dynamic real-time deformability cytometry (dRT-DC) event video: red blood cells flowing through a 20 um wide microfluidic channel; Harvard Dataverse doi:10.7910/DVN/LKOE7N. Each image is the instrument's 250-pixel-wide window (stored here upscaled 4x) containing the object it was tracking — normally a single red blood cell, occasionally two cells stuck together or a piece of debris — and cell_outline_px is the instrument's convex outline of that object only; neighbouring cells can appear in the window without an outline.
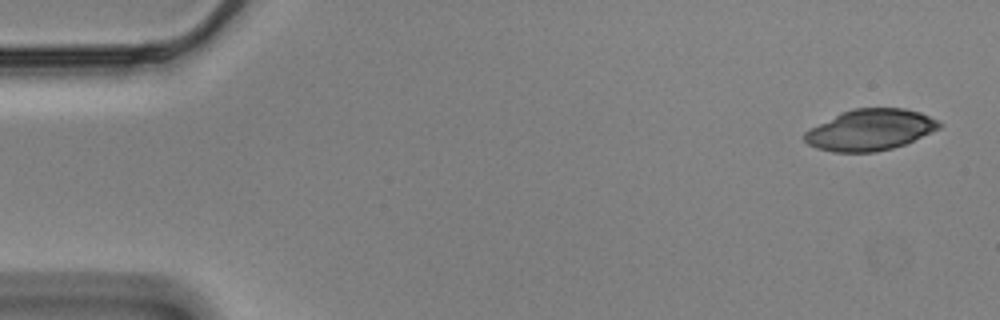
{"species": "Egyptian fruit bat (a non-hibernating species)", "species_latin": "Rousettus aegyptiacus", "temperature_condition": "cold", "stored_images_in_passage": 55, "camera_frame_rate_fps": 3000, "um_per_image_px": 0.085, "animal": {"sex": "male"}, "frame": {"image": 1, "passage_image": 1, "time_ms": 0.0, "image_size_px": [1000, 320], "cell_outline_px": [[944, 124], [940, 128], [904, 144], [892, 148], [876, 152], [832, 152], [816, 148], [808, 144], [804, 140], [804, 132], [840, 112], [852, 108], [904, 108], [920, 112]], "centroid_in_image_um": [73.95, 11.03], "position_along_channel_um": 11.1, "area_um2": 32.19}}
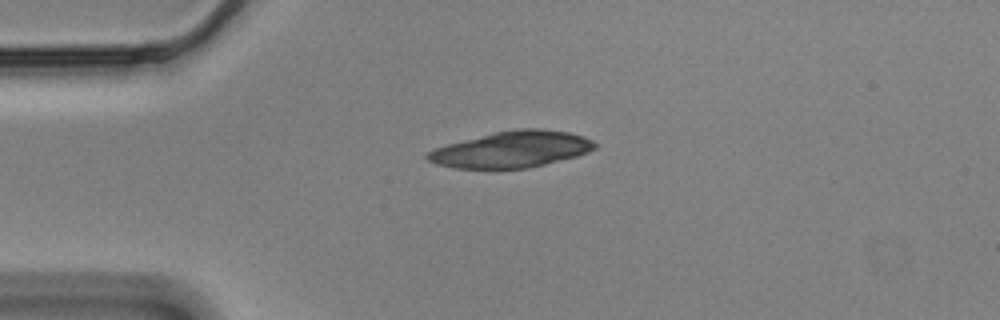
{"frame": {"image": 2, "passage_image": 12, "time_ms": 3.667, "image_size_px": [1000, 320], "cell_outline_px": [[596, 148], [588, 152], [576, 156], [528, 168], [452, 168], [436, 164], [428, 160], [424, 156], [428, 152], [436, 148], [448, 144], [496, 132], [516, 128], [540, 128], [568, 132], [584, 136], [592, 140], [596, 144]], "centroid_in_image_um": [43.51, 12.69], "position_along_channel_um": 41.5, "area_um2": 35.08}}